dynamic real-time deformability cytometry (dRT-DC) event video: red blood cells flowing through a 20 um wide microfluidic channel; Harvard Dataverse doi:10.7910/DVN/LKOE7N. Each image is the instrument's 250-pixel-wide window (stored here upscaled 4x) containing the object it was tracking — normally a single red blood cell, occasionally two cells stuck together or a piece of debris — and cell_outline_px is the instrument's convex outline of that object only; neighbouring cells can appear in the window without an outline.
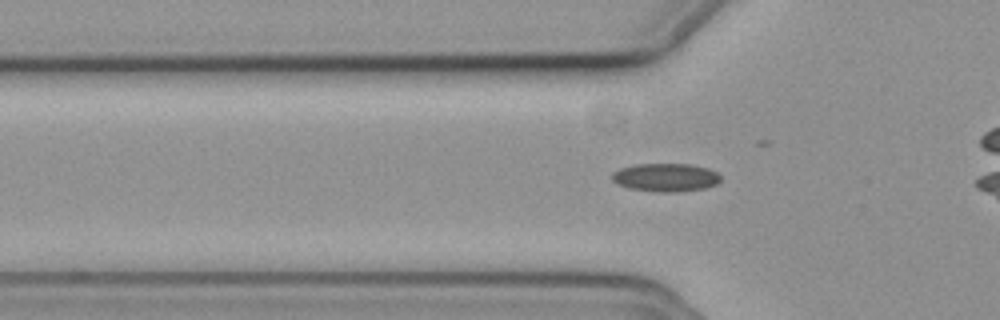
{"species": "common noctule bat (a hibernating species)", "species_latin": "Nyctalus noctula", "temperature_condition": "cold", "stored_images_in_passage": 32, "camera_frame_rate_fps": 3000, "um_per_image_px": 0.085, "animal": {"sex": "female", "body_mass_g": 19.3, "forearm_length_mm": 54.1}, "frame": {"image": 1, "passage_image": 5, "time_ms": 1.333, "image_size_px": [1000, 320], "cell_outline_px": [[720, 180], [716, 184], [704, 188], [676, 192], [660, 192], [628, 188], [612, 180], [612, 172], [620, 168], [636, 164], [692, 164], [708, 168], [716, 172], [720, 176]], "centroid_in_image_um": [56.58, 15.07], "position_along_channel_um": 69.2, "area_um2": 17.8}}
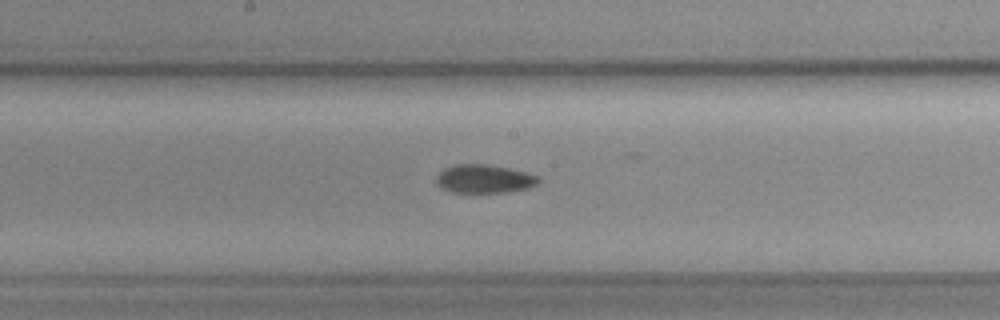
{"frame": {"image": 2, "passage_image": 16, "time_ms": 5.0, "image_size_px": [1000, 320], "cell_outline_px": [[540, 180], [536, 184], [528, 188], [504, 192], [452, 192], [440, 188], [436, 184], [436, 176], [444, 168], [456, 164], [488, 164], [508, 168], [540, 176]], "centroid_in_image_um": [41.13, 15.2], "position_along_channel_um": 207.1, "area_um2": 16.94}}
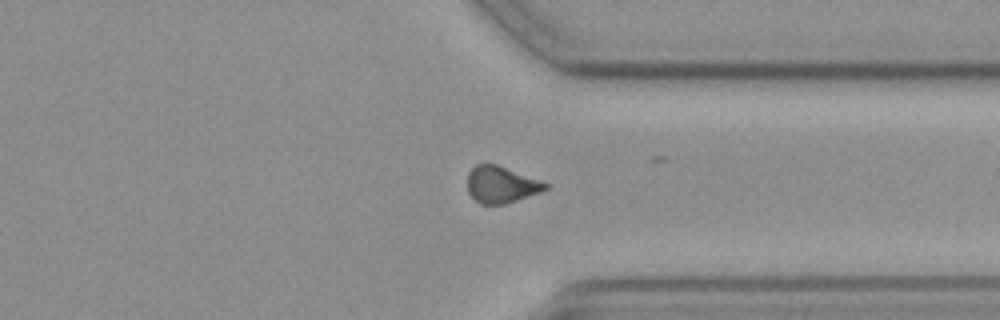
{"frame": {"image": 3, "passage_image": 29, "time_ms": 9.333, "image_size_px": [1000, 320], "cell_outline_px": [[548, 188], [540, 192], [504, 204], [480, 204], [468, 192], [468, 172], [476, 164], [496, 164], [540, 180], [548, 184]], "centroid_in_image_um": [42.59, 15.69], "position_along_channel_um": 368.8, "area_um2": 16.42}}